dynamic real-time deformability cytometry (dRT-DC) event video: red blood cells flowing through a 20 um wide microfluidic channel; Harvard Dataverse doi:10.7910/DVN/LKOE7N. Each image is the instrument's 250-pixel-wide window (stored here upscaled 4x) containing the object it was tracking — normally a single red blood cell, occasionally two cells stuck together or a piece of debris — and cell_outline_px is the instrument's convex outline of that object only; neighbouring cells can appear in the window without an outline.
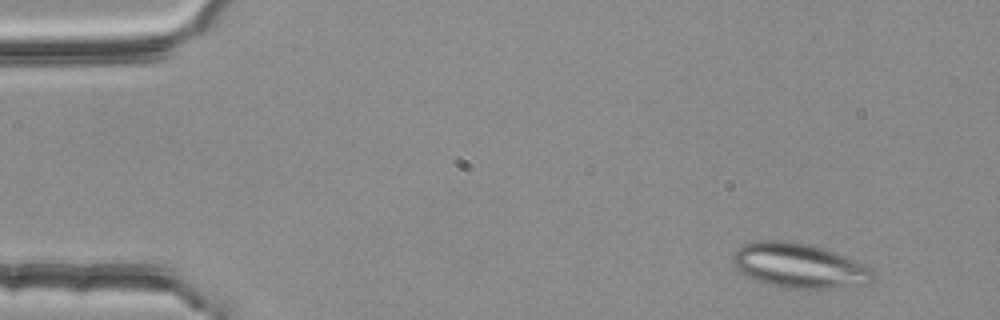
{"species": "common noctule bat (a hibernating species)", "species_latin": "Nyctalus noctula", "temperature_condition": "room temperature", "stored_images_in_passage": 3, "camera_frame_rate_fps": 3000, "um_per_image_px": 0.085, "animal": {"sex": "female", "body_mass_g": 25.1}, "frame": {"image": 1, "passage_image": 1, "time_ms": 0.0, "image_size_px": [1000, 320], "cell_outline_px": [[876, 280], [868, 284], [828, 288], [784, 288], [768, 284], [756, 280], [740, 272], [736, 268], [732, 260], [732, 256], [736, 248], [744, 244], [760, 240], [784, 240], [808, 244], [824, 248], [836, 252], [868, 268], [876, 276]], "centroid_in_image_um": [67.89, 22.57], "position_along_channel_um": 17.1, "area_um2": 36.36}}